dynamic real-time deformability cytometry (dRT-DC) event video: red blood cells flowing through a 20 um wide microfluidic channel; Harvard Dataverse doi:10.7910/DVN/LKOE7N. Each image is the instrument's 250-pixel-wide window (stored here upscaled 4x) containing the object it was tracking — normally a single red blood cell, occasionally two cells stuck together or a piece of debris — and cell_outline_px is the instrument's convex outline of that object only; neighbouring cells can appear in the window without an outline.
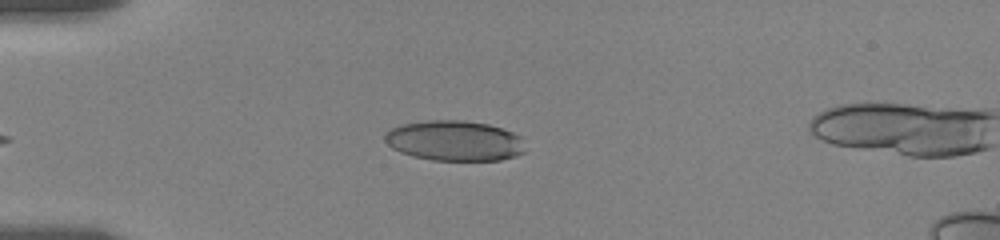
{"species": "human", "species_latin": "Homo sapiens", "temperature_condition": "room temperature", "stored_images_in_passage": 25, "camera_frame_rate_fps": 3000, "um_per_image_px": 0.085, "donor": {"sex": "female"}, "frame": {"image": 1, "passage_image": 3, "time_ms": 0.667, "image_size_px": [1000, 240], "cell_outline_px": [[524, 152], [516, 156], [500, 160], [432, 160], [412, 156], [400, 152], [392, 148], [384, 140], [384, 136], [392, 128], [400, 124], [428, 120], [464, 120], [488, 124], [512, 132], [520, 136]], "centroid_in_image_um": [38.6, 11.96], "position_along_channel_um": 46.4, "area_um2": 32.89}}
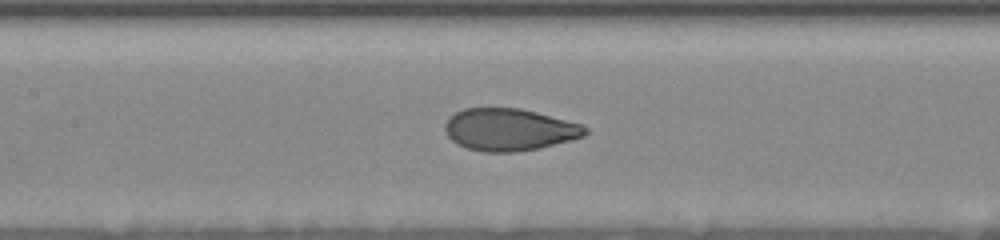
{"frame": {"image": 2, "passage_image": 14, "time_ms": 4.667, "image_size_px": [1000, 240], "cell_outline_px": [[588, 132], [584, 136], [572, 140], [540, 148], [516, 152], [484, 152], [468, 148], [456, 144], [444, 132], [444, 124], [456, 112], [464, 108], [520, 108], [536, 112], [580, 124], [588, 128]], "centroid_in_image_um": [43.28, 11.03], "position_along_channel_um": 164.1, "area_um2": 34.45}}
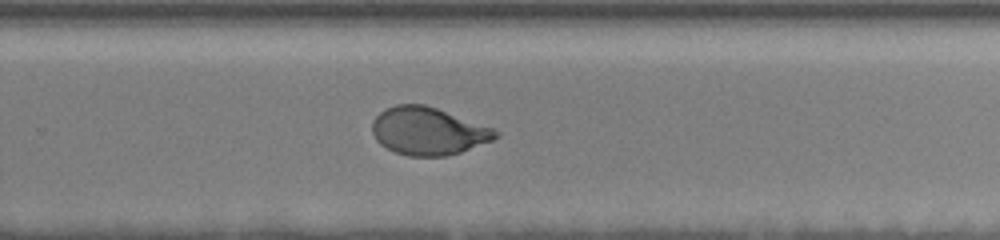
{"frame": {"image": 3, "passage_image": 25, "time_ms": 8.333, "image_size_px": [1000, 240], "cell_outline_px": [[500, 136], [492, 140], [460, 152], [448, 156], [408, 156], [396, 152], [380, 144], [376, 140], [372, 132], [372, 120], [384, 108], [396, 104], [424, 104], [436, 108], [492, 128], [500, 132]], "centroid_in_image_um": [36.36, 11.14], "position_along_channel_um": 293.4, "area_um2": 34.1}}